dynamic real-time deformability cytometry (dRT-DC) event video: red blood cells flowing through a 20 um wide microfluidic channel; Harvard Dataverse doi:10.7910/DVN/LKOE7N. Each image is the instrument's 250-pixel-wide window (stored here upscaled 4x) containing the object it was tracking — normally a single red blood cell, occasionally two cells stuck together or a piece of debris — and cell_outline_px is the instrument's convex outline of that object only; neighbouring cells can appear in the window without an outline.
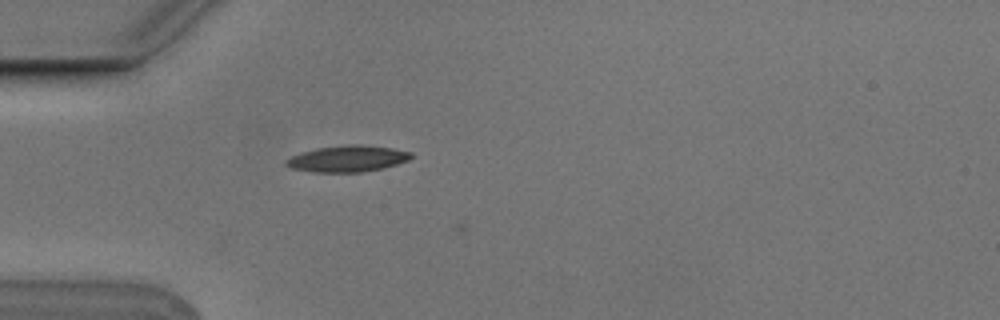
{"species": "Egyptian fruit bat (a non-hibernating species)", "species_latin": "Rousettus aegyptiacus", "temperature_condition": "cold", "stored_images_in_passage": 3, "camera_frame_rate_fps": 3000, "um_per_image_px": 0.085, "animal": {"sex": "male"}, "frame": {"image": 1, "passage_image": 1, "time_ms": 0.0, "image_size_px": [1000, 320], "cell_outline_px": [[412, 156], [408, 160], [384, 168], [360, 172], [312, 172], [292, 168], [284, 164], [284, 160], [300, 152], [316, 148], [348, 144], [360, 144], [392, 148], [412, 152]], "centroid_in_image_um": [29.51, 13.48], "position_along_channel_um": 55.5, "area_um2": 19.25}}